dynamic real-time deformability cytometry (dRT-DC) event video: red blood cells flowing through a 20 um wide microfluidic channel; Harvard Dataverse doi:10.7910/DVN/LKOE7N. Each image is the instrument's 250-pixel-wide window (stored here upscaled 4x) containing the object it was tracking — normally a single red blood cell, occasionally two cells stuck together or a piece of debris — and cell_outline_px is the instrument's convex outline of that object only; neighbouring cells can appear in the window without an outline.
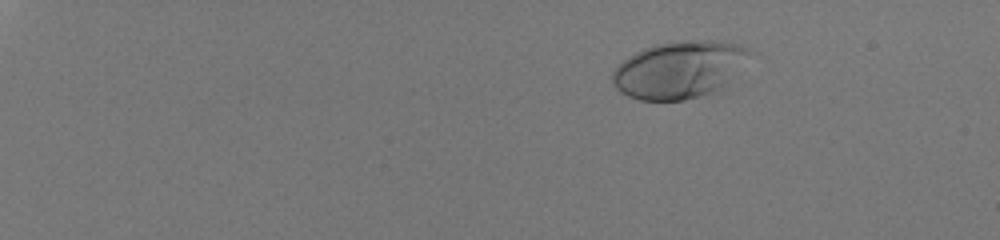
{"species": "human", "species_latin": "Homo sapiens", "temperature_condition": "room temperature", "stored_images_in_passage": 47, "camera_frame_rate_fps": 3000, "um_per_image_px": 0.085, "donor": {"sex": "male"}, "frame": {"image": 1, "passage_image": 1, "time_ms": 0.0, "image_size_px": [1000, 240], "cell_outline_px": [[748, 52], [720, 88], [712, 92], [684, 100], [640, 100], [628, 96], [620, 92], [616, 88], [612, 80], [612, 72], [624, 60], [636, 52], [652, 44], [684, 40], [720, 40], [740, 44], [748, 48]], "centroid_in_image_um": [57.62, 5.9], "position_along_channel_um": 27.4, "area_um2": 44.56}}
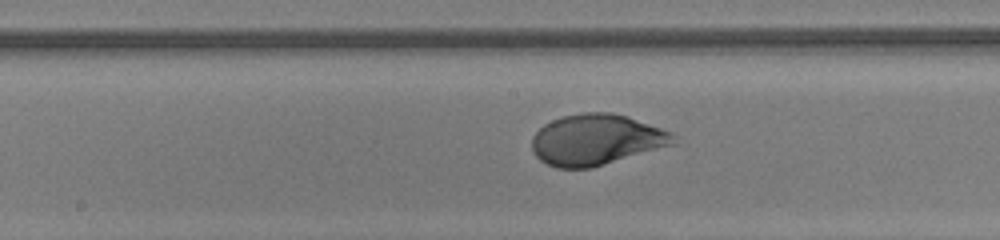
{"frame": {"image": 2, "passage_image": 26, "time_ms": 8.333, "image_size_px": [1000, 240], "cell_outline_px": [[676, 144], [592, 168], [556, 168], [540, 160], [532, 152], [532, 136], [544, 124], [552, 120], [564, 116], [584, 112], [612, 112], [628, 116], [672, 132], [676, 136]], "centroid_in_image_um": [50.7, 11.88], "position_along_channel_um": 197.5, "area_um2": 42.19}}
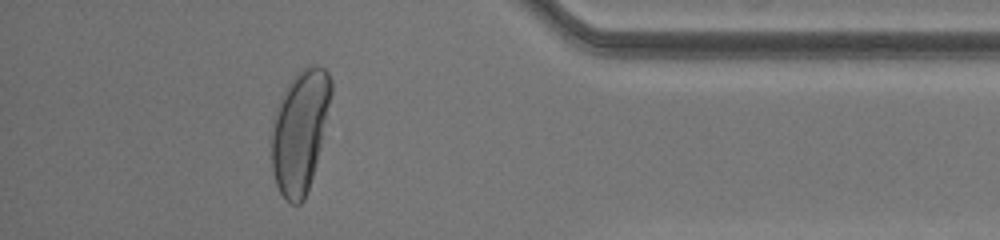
{"frame": {"image": 3, "passage_image": 43, "time_ms": 14.0, "image_size_px": [1000, 240], "cell_outline_px": [[332, 92], [320, 144], [312, 176], [304, 200], [300, 204], [292, 204], [284, 200], [276, 184], [272, 172], [268, 136], [272, 120], [276, 108], [284, 88], [296, 72], [308, 64], [324, 68], [328, 72], [332, 80]], "centroid_in_image_um": [25.42, 11.13], "position_along_channel_um": 409.8, "area_um2": 43.0}, "authors_computed_cell_mechanics": {"area_um2": 41.3848, "velocity_mm_per_s": 4.0691, "shape_relaxation_time_tau1_ms": 2.5053, "shape_relaxation_time_tau2_ms": null, "deformation_change_tau1": 0.1757, "deformation_change_tau2": null}}